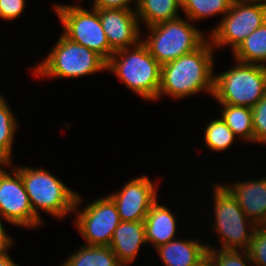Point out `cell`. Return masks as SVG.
<instances>
[{"mask_svg": "<svg viewBox=\"0 0 266 266\" xmlns=\"http://www.w3.org/2000/svg\"><path fill=\"white\" fill-rule=\"evenodd\" d=\"M214 48L207 39L199 48L161 66L158 99L167 94L184 99L200 91L214 92Z\"/></svg>", "mask_w": 266, "mask_h": 266, "instance_id": "6da1fadb", "label": "cell"}, {"mask_svg": "<svg viewBox=\"0 0 266 266\" xmlns=\"http://www.w3.org/2000/svg\"><path fill=\"white\" fill-rule=\"evenodd\" d=\"M132 49L115 51L107 61V70L146 101H156L161 82V65L142 41Z\"/></svg>", "mask_w": 266, "mask_h": 266, "instance_id": "7a4b0ae2", "label": "cell"}, {"mask_svg": "<svg viewBox=\"0 0 266 266\" xmlns=\"http://www.w3.org/2000/svg\"><path fill=\"white\" fill-rule=\"evenodd\" d=\"M13 169L21 175L31 207L39 219V209L60 219L74 210L76 212L81 205V196L49 171L26 166Z\"/></svg>", "mask_w": 266, "mask_h": 266, "instance_id": "3957f363", "label": "cell"}, {"mask_svg": "<svg viewBox=\"0 0 266 266\" xmlns=\"http://www.w3.org/2000/svg\"><path fill=\"white\" fill-rule=\"evenodd\" d=\"M34 69L37 77L78 78L107 70V61L62 34L51 52Z\"/></svg>", "mask_w": 266, "mask_h": 266, "instance_id": "277c9868", "label": "cell"}, {"mask_svg": "<svg viewBox=\"0 0 266 266\" xmlns=\"http://www.w3.org/2000/svg\"><path fill=\"white\" fill-rule=\"evenodd\" d=\"M236 65L214 74V98L221 104L253 108L266 94V66L236 61Z\"/></svg>", "mask_w": 266, "mask_h": 266, "instance_id": "5b68a950", "label": "cell"}, {"mask_svg": "<svg viewBox=\"0 0 266 266\" xmlns=\"http://www.w3.org/2000/svg\"><path fill=\"white\" fill-rule=\"evenodd\" d=\"M147 28L150 34L141 41L161 66L194 51L206 41L199 29L181 17Z\"/></svg>", "mask_w": 266, "mask_h": 266, "instance_id": "8992f818", "label": "cell"}, {"mask_svg": "<svg viewBox=\"0 0 266 266\" xmlns=\"http://www.w3.org/2000/svg\"><path fill=\"white\" fill-rule=\"evenodd\" d=\"M213 195V228L216 231L214 233L220 236L221 250L247 251L257 225L245 215L236 198L224 185L216 184Z\"/></svg>", "mask_w": 266, "mask_h": 266, "instance_id": "52a82bcc", "label": "cell"}, {"mask_svg": "<svg viewBox=\"0 0 266 266\" xmlns=\"http://www.w3.org/2000/svg\"><path fill=\"white\" fill-rule=\"evenodd\" d=\"M54 8L63 24L62 34L65 37L95 51L106 61L110 59L114 51L110 48L96 9L90 11L80 5L66 4H56Z\"/></svg>", "mask_w": 266, "mask_h": 266, "instance_id": "ba28073f", "label": "cell"}, {"mask_svg": "<svg viewBox=\"0 0 266 266\" xmlns=\"http://www.w3.org/2000/svg\"><path fill=\"white\" fill-rule=\"evenodd\" d=\"M266 22V5L234 0L221 22L209 33L213 48L231 46L234 52L254 30Z\"/></svg>", "mask_w": 266, "mask_h": 266, "instance_id": "9c48e42d", "label": "cell"}, {"mask_svg": "<svg viewBox=\"0 0 266 266\" xmlns=\"http://www.w3.org/2000/svg\"><path fill=\"white\" fill-rule=\"evenodd\" d=\"M77 213L75 224L86 245L109 246L121 222L113 200L109 196L98 198Z\"/></svg>", "mask_w": 266, "mask_h": 266, "instance_id": "30bf717a", "label": "cell"}, {"mask_svg": "<svg viewBox=\"0 0 266 266\" xmlns=\"http://www.w3.org/2000/svg\"><path fill=\"white\" fill-rule=\"evenodd\" d=\"M12 174L0 171V216L8 223L27 228L43 224L30 204L21 175L14 169Z\"/></svg>", "mask_w": 266, "mask_h": 266, "instance_id": "8fae6325", "label": "cell"}, {"mask_svg": "<svg viewBox=\"0 0 266 266\" xmlns=\"http://www.w3.org/2000/svg\"><path fill=\"white\" fill-rule=\"evenodd\" d=\"M156 194V186L147 176H142L130 180L122 190L108 196L115 203L121 221H144L157 200Z\"/></svg>", "mask_w": 266, "mask_h": 266, "instance_id": "7c38bea8", "label": "cell"}, {"mask_svg": "<svg viewBox=\"0 0 266 266\" xmlns=\"http://www.w3.org/2000/svg\"><path fill=\"white\" fill-rule=\"evenodd\" d=\"M107 36L110 48L115 52L133 47L140 40L139 19L134 9H96Z\"/></svg>", "mask_w": 266, "mask_h": 266, "instance_id": "4fadbf2b", "label": "cell"}, {"mask_svg": "<svg viewBox=\"0 0 266 266\" xmlns=\"http://www.w3.org/2000/svg\"><path fill=\"white\" fill-rule=\"evenodd\" d=\"M245 215L257 226L266 225V178L224 185Z\"/></svg>", "mask_w": 266, "mask_h": 266, "instance_id": "5bb4252c", "label": "cell"}, {"mask_svg": "<svg viewBox=\"0 0 266 266\" xmlns=\"http://www.w3.org/2000/svg\"><path fill=\"white\" fill-rule=\"evenodd\" d=\"M144 221H121L109 247L120 263H132L142 244H146Z\"/></svg>", "mask_w": 266, "mask_h": 266, "instance_id": "9a60e30c", "label": "cell"}, {"mask_svg": "<svg viewBox=\"0 0 266 266\" xmlns=\"http://www.w3.org/2000/svg\"><path fill=\"white\" fill-rule=\"evenodd\" d=\"M199 240L177 238L160 245L155 250L165 266H197L208 252L207 244Z\"/></svg>", "mask_w": 266, "mask_h": 266, "instance_id": "2e32d148", "label": "cell"}, {"mask_svg": "<svg viewBox=\"0 0 266 266\" xmlns=\"http://www.w3.org/2000/svg\"><path fill=\"white\" fill-rule=\"evenodd\" d=\"M176 217L164 205L158 204L157 200L152 204L144 220L145 238L156 249L176 239Z\"/></svg>", "mask_w": 266, "mask_h": 266, "instance_id": "e0dca14e", "label": "cell"}, {"mask_svg": "<svg viewBox=\"0 0 266 266\" xmlns=\"http://www.w3.org/2000/svg\"><path fill=\"white\" fill-rule=\"evenodd\" d=\"M135 8L139 23L141 20L148 27L179 18L181 0H139Z\"/></svg>", "mask_w": 266, "mask_h": 266, "instance_id": "ac0fdd59", "label": "cell"}, {"mask_svg": "<svg viewBox=\"0 0 266 266\" xmlns=\"http://www.w3.org/2000/svg\"><path fill=\"white\" fill-rule=\"evenodd\" d=\"M62 266H119L116 255L109 246L86 245L72 253Z\"/></svg>", "mask_w": 266, "mask_h": 266, "instance_id": "d6986e66", "label": "cell"}, {"mask_svg": "<svg viewBox=\"0 0 266 266\" xmlns=\"http://www.w3.org/2000/svg\"><path fill=\"white\" fill-rule=\"evenodd\" d=\"M232 53L237 61L266 66V22L245 38Z\"/></svg>", "mask_w": 266, "mask_h": 266, "instance_id": "ffe728a7", "label": "cell"}, {"mask_svg": "<svg viewBox=\"0 0 266 266\" xmlns=\"http://www.w3.org/2000/svg\"><path fill=\"white\" fill-rule=\"evenodd\" d=\"M221 105L224 107L221 110V118L233 131L234 135L243 140L254 142L252 108L230 104Z\"/></svg>", "mask_w": 266, "mask_h": 266, "instance_id": "44dd1931", "label": "cell"}, {"mask_svg": "<svg viewBox=\"0 0 266 266\" xmlns=\"http://www.w3.org/2000/svg\"><path fill=\"white\" fill-rule=\"evenodd\" d=\"M234 0H181V9L190 21L227 14Z\"/></svg>", "mask_w": 266, "mask_h": 266, "instance_id": "7402d4cb", "label": "cell"}, {"mask_svg": "<svg viewBox=\"0 0 266 266\" xmlns=\"http://www.w3.org/2000/svg\"><path fill=\"white\" fill-rule=\"evenodd\" d=\"M8 105L6 99L0 94V156L12 164V148L18 125L14 112Z\"/></svg>", "mask_w": 266, "mask_h": 266, "instance_id": "603a6c76", "label": "cell"}, {"mask_svg": "<svg viewBox=\"0 0 266 266\" xmlns=\"http://www.w3.org/2000/svg\"><path fill=\"white\" fill-rule=\"evenodd\" d=\"M205 147L212 151H224L233 144L236 136L222 118L209 121L204 131Z\"/></svg>", "mask_w": 266, "mask_h": 266, "instance_id": "cb8c5ba5", "label": "cell"}, {"mask_svg": "<svg viewBox=\"0 0 266 266\" xmlns=\"http://www.w3.org/2000/svg\"><path fill=\"white\" fill-rule=\"evenodd\" d=\"M207 247V257L214 266H248L250 263L252 264L247 251L213 249L208 244Z\"/></svg>", "mask_w": 266, "mask_h": 266, "instance_id": "d4e9b609", "label": "cell"}, {"mask_svg": "<svg viewBox=\"0 0 266 266\" xmlns=\"http://www.w3.org/2000/svg\"><path fill=\"white\" fill-rule=\"evenodd\" d=\"M252 266H266V225H258L247 250Z\"/></svg>", "mask_w": 266, "mask_h": 266, "instance_id": "484cf974", "label": "cell"}, {"mask_svg": "<svg viewBox=\"0 0 266 266\" xmlns=\"http://www.w3.org/2000/svg\"><path fill=\"white\" fill-rule=\"evenodd\" d=\"M254 142L266 144V94L252 108Z\"/></svg>", "mask_w": 266, "mask_h": 266, "instance_id": "4316f807", "label": "cell"}, {"mask_svg": "<svg viewBox=\"0 0 266 266\" xmlns=\"http://www.w3.org/2000/svg\"><path fill=\"white\" fill-rule=\"evenodd\" d=\"M25 0H0V18L13 20L19 17L25 8Z\"/></svg>", "mask_w": 266, "mask_h": 266, "instance_id": "83f0119b", "label": "cell"}, {"mask_svg": "<svg viewBox=\"0 0 266 266\" xmlns=\"http://www.w3.org/2000/svg\"><path fill=\"white\" fill-rule=\"evenodd\" d=\"M137 7L139 0H94L93 7L94 9H107V8H116V9H133L130 7L129 3L134 2Z\"/></svg>", "mask_w": 266, "mask_h": 266, "instance_id": "f1b7e54d", "label": "cell"}, {"mask_svg": "<svg viewBox=\"0 0 266 266\" xmlns=\"http://www.w3.org/2000/svg\"><path fill=\"white\" fill-rule=\"evenodd\" d=\"M2 217L0 216V253L6 252L13 245L12 237L4 230L2 225Z\"/></svg>", "mask_w": 266, "mask_h": 266, "instance_id": "f546056e", "label": "cell"}, {"mask_svg": "<svg viewBox=\"0 0 266 266\" xmlns=\"http://www.w3.org/2000/svg\"><path fill=\"white\" fill-rule=\"evenodd\" d=\"M0 266H18L6 252L0 253Z\"/></svg>", "mask_w": 266, "mask_h": 266, "instance_id": "4dcf8cb0", "label": "cell"}, {"mask_svg": "<svg viewBox=\"0 0 266 266\" xmlns=\"http://www.w3.org/2000/svg\"><path fill=\"white\" fill-rule=\"evenodd\" d=\"M197 266H214L213 262L206 256Z\"/></svg>", "mask_w": 266, "mask_h": 266, "instance_id": "1f68e13d", "label": "cell"}, {"mask_svg": "<svg viewBox=\"0 0 266 266\" xmlns=\"http://www.w3.org/2000/svg\"><path fill=\"white\" fill-rule=\"evenodd\" d=\"M9 165L10 164L2 156H0V171L3 169L2 167H7Z\"/></svg>", "mask_w": 266, "mask_h": 266, "instance_id": "d6a6232c", "label": "cell"}, {"mask_svg": "<svg viewBox=\"0 0 266 266\" xmlns=\"http://www.w3.org/2000/svg\"><path fill=\"white\" fill-rule=\"evenodd\" d=\"M250 1L258 2L260 4L266 5V0H250Z\"/></svg>", "mask_w": 266, "mask_h": 266, "instance_id": "836d02e7", "label": "cell"}, {"mask_svg": "<svg viewBox=\"0 0 266 266\" xmlns=\"http://www.w3.org/2000/svg\"><path fill=\"white\" fill-rule=\"evenodd\" d=\"M119 266H129L128 263H121Z\"/></svg>", "mask_w": 266, "mask_h": 266, "instance_id": "e575fe53", "label": "cell"}]
</instances>
